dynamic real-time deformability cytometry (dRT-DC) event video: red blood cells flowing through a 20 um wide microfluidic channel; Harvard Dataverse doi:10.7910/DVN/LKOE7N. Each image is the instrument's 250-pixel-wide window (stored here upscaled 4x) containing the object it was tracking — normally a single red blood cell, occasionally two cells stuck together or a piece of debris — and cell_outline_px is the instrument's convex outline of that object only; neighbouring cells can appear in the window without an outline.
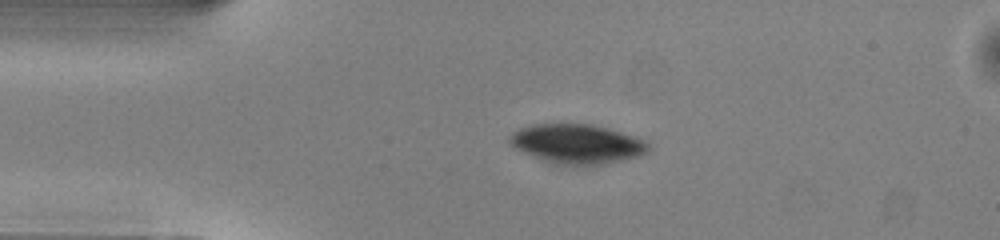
{"species": "common noctule bat (a hibernating species)", "species_latin": "Nyctalus noctula", "temperature_condition": "warm", "stored_images_in_passage": 40, "camera_frame_rate_fps": 3000, "um_per_image_px": 0.085, "animal": {"sex": "male", "body_mass_g": 13.0, "forearm_length_mm": 53.1}, "frame": {"image": 1, "passage_image": 1, "time_ms": 0.0, "image_size_px": [1000, 240], "cell_outline_px": [[648, 152], [640, 156], [604, 164], [552, 164], [532, 156], [516, 148], [508, 140], [508, 136], [512, 132], [520, 128], [532, 124], [592, 124], [608, 128], [644, 140], [648, 144]], "centroid_in_image_um": [49.02, 12.22], "position_along_channel_um": 36.0, "area_um2": 31.56}}
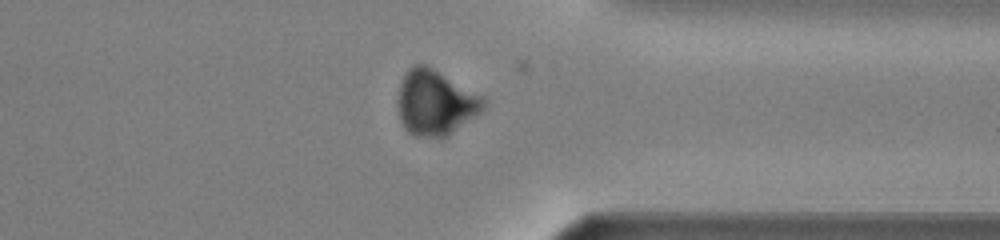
{"frame": {"image": 2, "passage_image": 29, "time_ms": 9.333, "image_size_px": [1000, 240], "cell_outline_px": [[488, 104], [484, 112], [448, 136], [440, 140], [436, 140], [412, 136], [404, 128], [400, 120], [396, 100], [400, 84], [408, 68], [416, 64], [424, 64], [432, 68], [484, 96], [488, 100]], "centroid_in_image_um": [37.04, 8.79], "position_along_channel_um": 374.4, "area_um2": 33.7}}
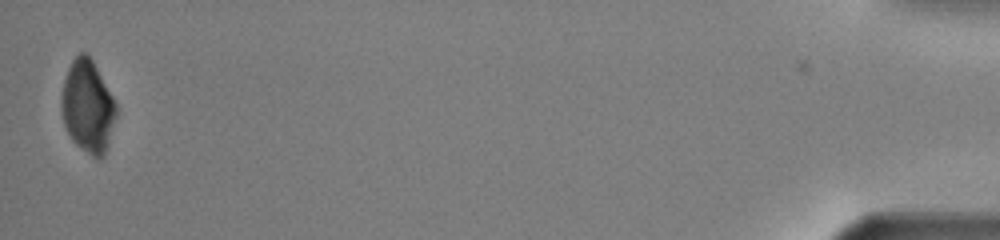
{"frame": {"image": 3, "passage_image": 40, "time_ms": 13.0, "image_size_px": [1000, 240], "cell_outline_px": [[116, 116], [104, 156], [100, 160], [96, 160], [76, 144], [72, 140], [64, 124], [60, 108], [60, 100], [64, 80], [68, 68], [72, 60], [80, 52], [88, 52], [112, 96], [116, 104]], "centroid_in_image_um": [7.44, 9.06], "position_along_channel_um": 427.8, "area_um2": 29.48}}